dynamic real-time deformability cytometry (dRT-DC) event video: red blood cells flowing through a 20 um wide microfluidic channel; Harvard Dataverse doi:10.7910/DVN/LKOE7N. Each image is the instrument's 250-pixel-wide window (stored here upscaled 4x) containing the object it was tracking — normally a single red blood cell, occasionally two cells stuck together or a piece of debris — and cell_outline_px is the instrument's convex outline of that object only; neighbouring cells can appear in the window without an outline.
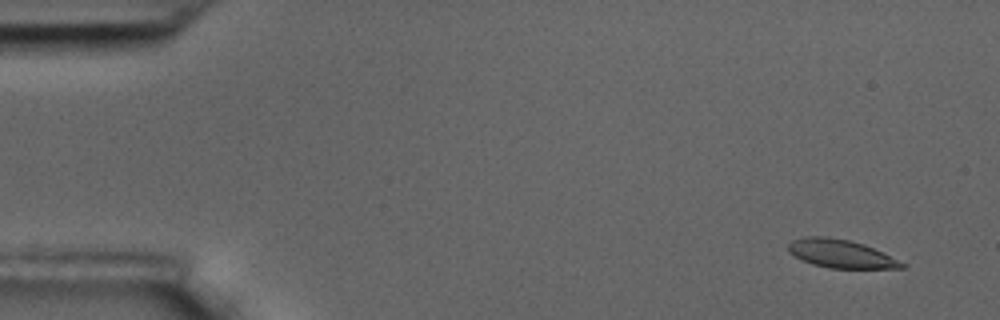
{"species": "common noctule bat (a hibernating species)", "species_latin": "Nyctalus noctula", "temperature_condition": "room temperature", "stored_images_in_passage": 6, "camera_frame_rate_fps": 3000, "um_per_image_px": 0.085, "animal": {"sex": "male", "body_mass_g": 17.5, "forearm_length_mm": 52.3}, "frame": {"image": 1, "passage_image": 1, "time_ms": 0.0, "image_size_px": [1000, 320], "cell_outline_px": [[908, 264], [904, 268], [828, 268], [812, 264], [788, 252], [788, 244], [792, 240], [804, 236], [828, 236], [848, 240], [864, 244]], "centroid_in_image_um": [71.47, 21.56], "position_along_channel_um": 13.5, "area_um2": 18.67}}
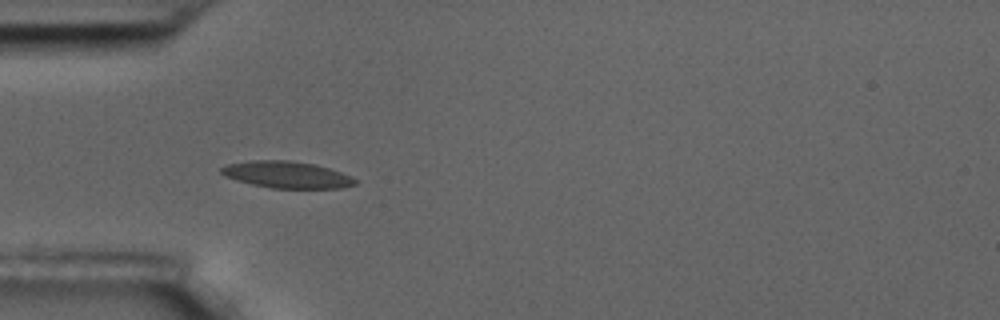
{"frame": {"image": 2, "passage_image": 5, "time_ms": 1.333, "image_size_px": [1000, 320], "cell_outline_px": [[356, 184], [340, 188], [272, 188], [252, 184], [236, 180], [224, 176], [220, 172], [220, 168], [228, 164], [248, 160], [288, 160], [312, 164], [328, 168], [340, 172], [356, 180]], "centroid_in_image_um": [24.31, 14.84], "position_along_channel_um": 60.7, "area_um2": 20.63}}